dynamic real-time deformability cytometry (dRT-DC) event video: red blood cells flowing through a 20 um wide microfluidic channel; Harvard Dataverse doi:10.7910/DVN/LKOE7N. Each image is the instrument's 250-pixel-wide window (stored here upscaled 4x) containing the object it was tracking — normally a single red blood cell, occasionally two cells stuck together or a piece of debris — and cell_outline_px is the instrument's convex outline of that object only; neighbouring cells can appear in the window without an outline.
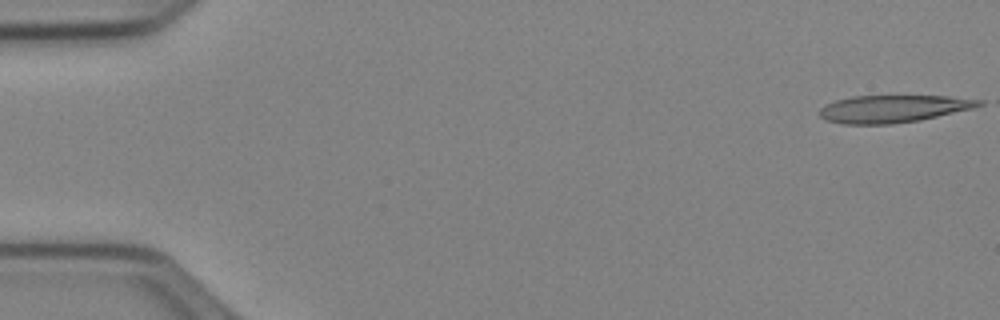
{"species": "Egyptian fruit bat (a non-hibernating species)", "species_latin": "Rousettus aegyptiacus", "temperature_condition": "cold", "stored_images_in_passage": 47, "camera_frame_rate_fps": 3000, "um_per_image_px": 0.085, "animal": {"sex": "female"}, "frame": {"image": 1, "passage_image": 1, "time_ms": 0.0, "image_size_px": [1000, 320], "cell_outline_px": [[984, 104], [972, 108], [920, 120], [892, 124], [840, 124], [828, 120], [820, 116], [820, 108], [824, 104], [836, 100], [852, 96], [948, 96], [984, 100]], "centroid_in_image_um": [75.9, 9.24], "position_along_channel_um": 9.1, "area_um2": 25.37}}
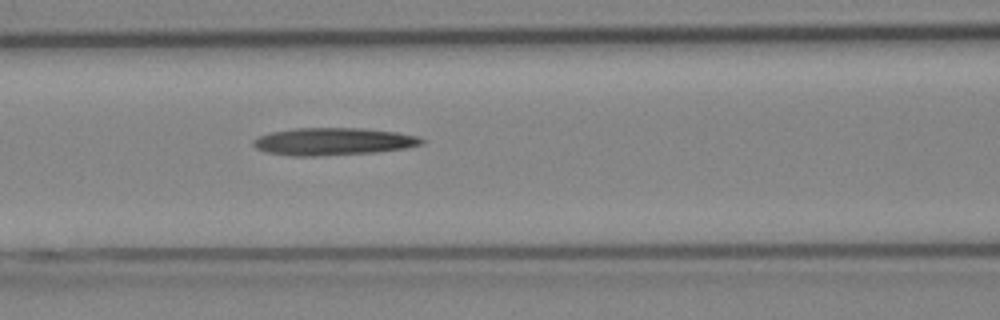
{"frame": {"image": 2, "passage_image": 22, "time_ms": 7.0, "image_size_px": [1000, 320], "cell_outline_px": [[424, 140], [420, 144], [404, 148], [376, 152], [316, 156], [292, 156], [268, 152], [256, 148], [252, 144], [252, 140], [260, 136], [272, 132], [292, 128], [360, 128], [396, 132], [416, 136]], "centroid_in_image_um": [28.27, 12.02], "position_along_channel_um": 138.3, "area_um2": 26.65}}
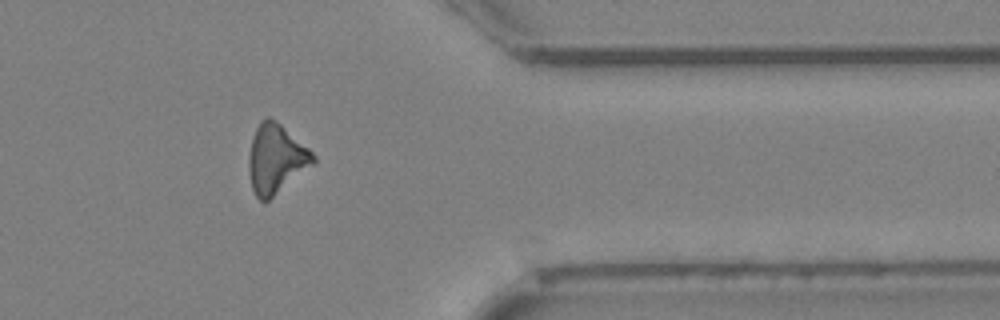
{"frame": {"image": 3, "passage_image": 42, "time_ms": 13.667, "image_size_px": [1000, 320], "cell_outline_px": [[316, 160], [312, 164], [264, 204], [256, 196], [252, 188], [248, 168], [248, 160], [252, 140], [256, 128], [260, 120], [268, 116], [276, 120], [308, 148], [316, 156]], "centroid_in_image_um": [23.43, 13.5], "position_along_channel_um": 388.0, "area_um2": 25.55}}